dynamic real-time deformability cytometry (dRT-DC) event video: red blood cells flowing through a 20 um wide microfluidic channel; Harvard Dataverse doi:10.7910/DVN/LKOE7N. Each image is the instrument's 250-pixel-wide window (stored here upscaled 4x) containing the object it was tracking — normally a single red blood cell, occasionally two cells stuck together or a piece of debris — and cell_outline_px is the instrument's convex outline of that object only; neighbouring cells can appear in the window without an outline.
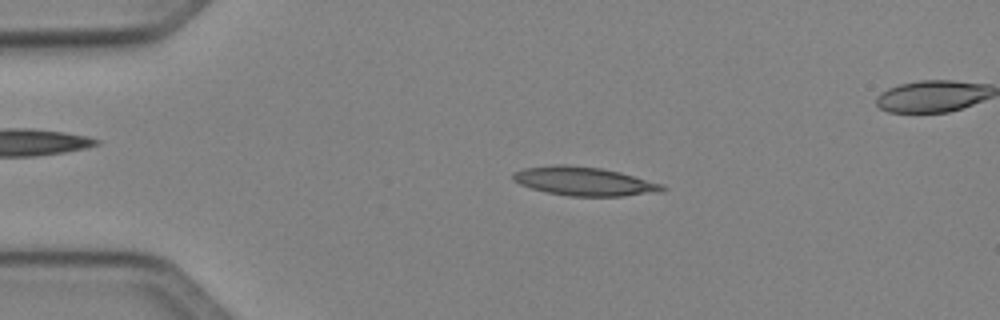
{"species": "Egyptian fruit bat (a non-hibernating species)", "species_latin": "Rousettus aegyptiacus", "temperature_condition": "cold", "stored_images_in_passage": 50, "segment_of_instrument_passage": [1, 2], "camera_frame_rate_fps": 3000, "um_per_image_px": 0.085, "animal": {"sex": "female"}, "frame": {"image": 1, "passage_image": 10, "time_ms": 3.0, "image_size_px": [1000, 320], "cell_outline_px": [[668, 188], [660, 192], [624, 196], [568, 196], [544, 192], [520, 184], [512, 180], [512, 172], [524, 168], [552, 164], [564, 164], [600, 168], [620, 172], [664, 184]], "centroid_in_image_um": [49.65, 15.41], "position_along_channel_um": 35.4, "area_um2": 25.26}}
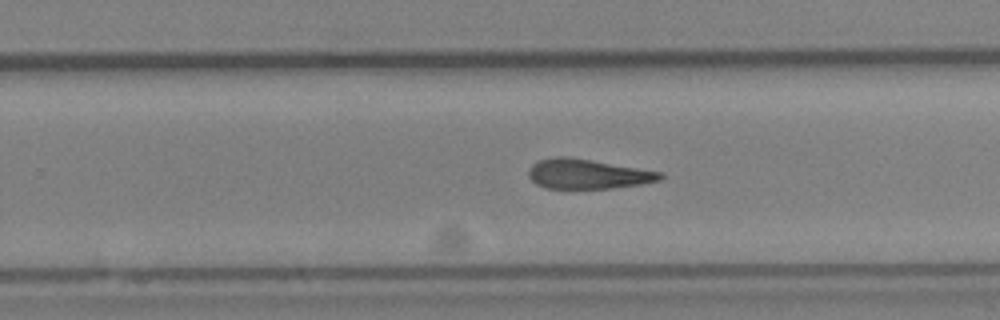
{"frame": {"image": 2, "passage_image": 31, "time_ms": 10.0, "image_size_px": [1000, 320], "cell_outline_px": [[664, 176], [660, 180], [640, 184], [612, 188], [544, 188], [536, 184], [528, 176], [528, 168], [536, 160], [552, 156], [568, 156], [664, 172]], "centroid_in_image_um": [49.92, 14.77], "position_along_channel_um": 279.9, "area_um2": 23.06}}
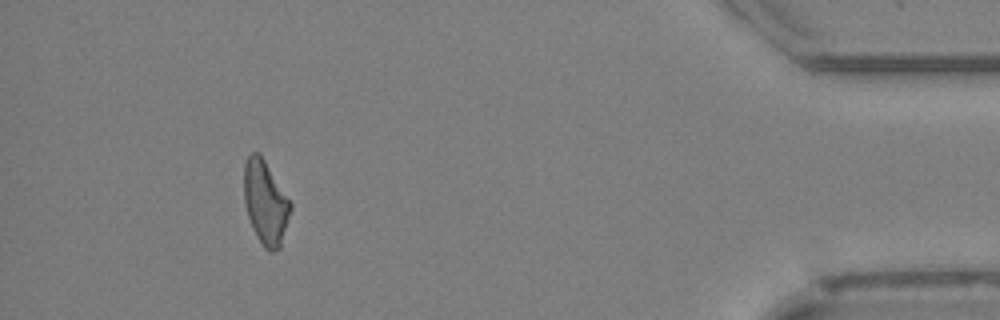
{"frame": {"image": 3, "passage_image": 45, "time_ms": 14.667, "image_size_px": [1000, 320], "cell_outline_px": [[292, 208], [280, 248], [272, 252], [268, 252], [264, 248], [256, 236], [248, 216], [244, 204], [244, 164], [248, 156], [252, 152], [260, 152], [292, 204]], "centroid_in_image_um": [22.56, 17.22], "position_along_channel_um": 412.6, "area_um2": 22.83}}